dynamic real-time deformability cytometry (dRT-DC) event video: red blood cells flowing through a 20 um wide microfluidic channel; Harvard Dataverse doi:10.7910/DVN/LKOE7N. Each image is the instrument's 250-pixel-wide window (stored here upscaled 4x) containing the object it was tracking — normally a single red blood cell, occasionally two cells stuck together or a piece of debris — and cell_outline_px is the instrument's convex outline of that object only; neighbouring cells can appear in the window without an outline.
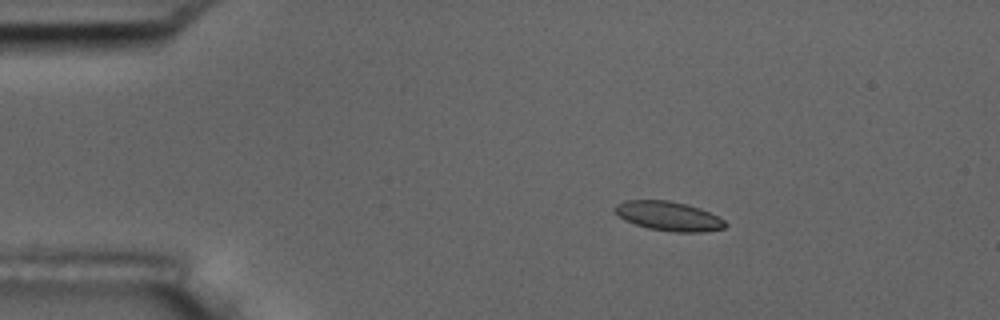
{"species": "common noctule bat (a hibernating species)", "species_latin": "Nyctalus noctula", "temperature_condition": "room temperature", "stored_images_in_passage": 4, "camera_frame_rate_fps": 3000, "um_per_image_px": 0.085, "animal": {"sex": "male", "body_mass_g": 17.5, "forearm_length_mm": 52.3}, "frame": {"image": 1, "passage_image": 2, "time_ms": 2.0, "image_size_px": [1000, 320], "cell_outline_px": [[728, 224], [724, 228], [704, 232], [676, 232], [648, 228], [624, 220], [612, 208], [616, 204], [624, 200], [668, 200], [700, 208], [724, 220]], "centroid_in_image_um": [56.81, 18.37], "position_along_channel_um": 28.2, "area_um2": 18.73}}